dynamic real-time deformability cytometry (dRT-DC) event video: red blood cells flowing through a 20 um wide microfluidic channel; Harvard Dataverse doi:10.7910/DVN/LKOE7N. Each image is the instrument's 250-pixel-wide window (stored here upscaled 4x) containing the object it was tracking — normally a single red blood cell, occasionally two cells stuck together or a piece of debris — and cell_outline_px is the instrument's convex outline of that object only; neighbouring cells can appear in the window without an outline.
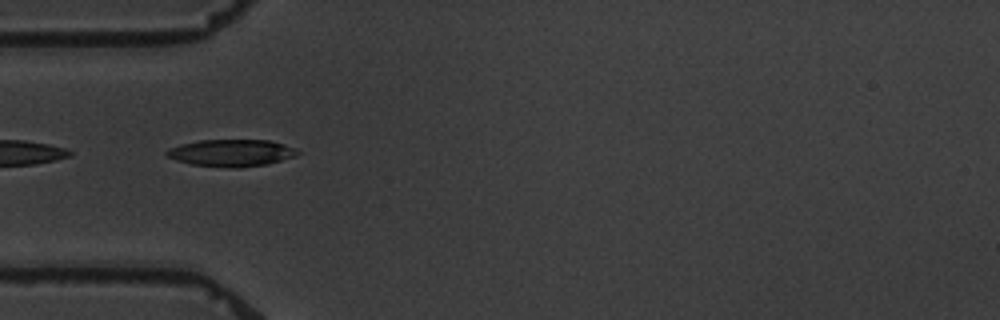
{"species": "common noctule bat (a hibernating species)", "species_latin": "Nyctalus noctula", "temperature_condition": "warm", "stored_images_in_passage": 6, "camera_frame_rate_fps": 3000, "um_per_image_px": 0.085, "animal": {"sex": "male", "body_mass_g": 19.5, "forearm_length_mm": 54.6}, "frame": {"image": 1, "passage_image": 5, "time_ms": 4.667, "image_size_px": [1000, 320], "cell_outline_px": [[300, 152], [296, 156], [268, 164], [240, 168], [232, 168], [192, 164], [176, 160], [164, 156], [164, 152], [180, 144], [200, 140], [268, 140], [284, 144], [296, 148]], "centroid_in_image_um": [19.68, 13.0], "position_along_channel_um": 65.3, "area_um2": 20.69}}